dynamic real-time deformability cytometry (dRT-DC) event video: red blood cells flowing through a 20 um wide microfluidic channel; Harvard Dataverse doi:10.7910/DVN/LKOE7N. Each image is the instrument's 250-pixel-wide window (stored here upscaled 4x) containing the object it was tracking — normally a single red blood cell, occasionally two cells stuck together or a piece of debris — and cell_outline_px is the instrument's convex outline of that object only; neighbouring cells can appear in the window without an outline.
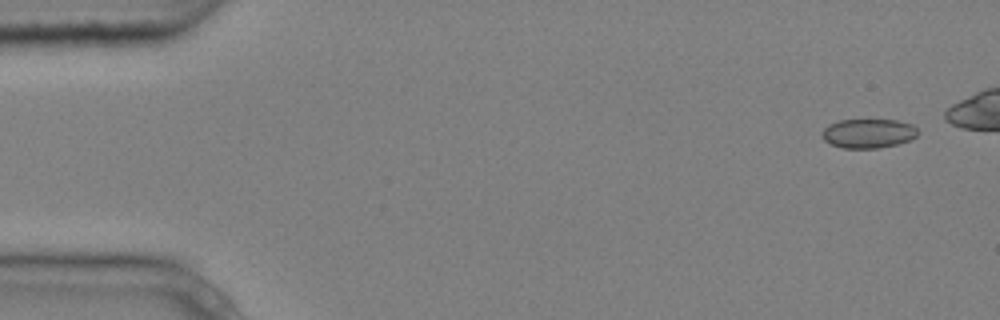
{"species": "common noctule bat (a hibernating species)", "species_latin": "Nyctalus noctula", "temperature_condition": "cold", "stored_images_in_passage": 6, "camera_frame_rate_fps": 3000, "um_per_image_px": 0.085, "animal": {"sex": "male", "body_mass_g": 20.4}, "frame": {"image": 1, "passage_image": 1, "time_ms": 0.0, "image_size_px": [1000, 320], "cell_outline_px": [[920, 132], [912, 140], [880, 148], [840, 148], [824, 140], [824, 128], [828, 124], [840, 120], [896, 120], [912, 124]], "centroid_in_image_um": [73.85, 11.34], "position_along_channel_um": 11.2, "area_um2": 16.3}}